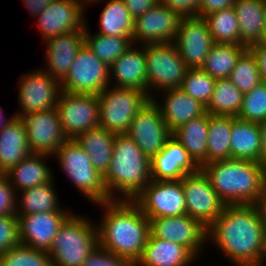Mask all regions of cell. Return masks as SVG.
Segmentation results:
<instances>
[{"mask_svg":"<svg viewBox=\"0 0 266 266\" xmlns=\"http://www.w3.org/2000/svg\"><path fill=\"white\" fill-rule=\"evenodd\" d=\"M265 232L254 205H226L207 228V243L214 244L232 266H255Z\"/></svg>","mask_w":266,"mask_h":266,"instance_id":"cell-1","label":"cell"},{"mask_svg":"<svg viewBox=\"0 0 266 266\" xmlns=\"http://www.w3.org/2000/svg\"><path fill=\"white\" fill-rule=\"evenodd\" d=\"M95 205L104 208L97 223L99 246L134 266L150 234V220L133 200H109Z\"/></svg>","mask_w":266,"mask_h":266,"instance_id":"cell-2","label":"cell"},{"mask_svg":"<svg viewBox=\"0 0 266 266\" xmlns=\"http://www.w3.org/2000/svg\"><path fill=\"white\" fill-rule=\"evenodd\" d=\"M201 169L225 205H253L266 183V168L259 162L226 159Z\"/></svg>","mask_w":266,"mask_h":266,"instance_id":"cell-3","label":"cell"},{"mask_svg":"<svg viewBox=\"0 0 266 266\" xmlns=\"http://www.w3.org/2000/svg\"><path fill=\"white\" fill-rule=\"evenodd\" d=\"M103 181L109 200H134L151 181V160L127 134H116Z\"/></svg>","mask_w":266,"mask_h":266,"instance_id":"cell-4","label":"cell"},{"mask_svg":"<svg viewBox=\"0 0 266 266\" xmlns=\"http://www.w3.org/2000/svg\"><path fill=\"white\" fill-rule=\"evenodd\" d=\"M95 221L72 213L60 226L50 247L52 266H82L99 245Z\"/></svg>","mask_w":266,"mask_h":266,"instance_id":"cell-5","label":"cell"},{"mask_svg":"<svg viewBox=\"0 0 266 266\" xmlns=\"http://www.w3.org/2000/svg\"><path fill=\"white\" fill-rule=\"evenodd\" d=\"M52 156L84 198L94 204L109 201L103 176L75 139H68Z\"/></svg>","mask_w":266,"mask_h":266,"instance_id":"cell-6","label":"cell"},{"mask_svg":"<svg viewBox=\"0 0 266 266\" xmlns=\"http://www.w3.org/2000/svg\"><path fill=\"white\" fill-rule=\"evenodd\" d=\"M144 52L147 68V96L152 99L155 93L159 96L158 93L162 91L180 88L188 68L175 44H144Z\"/></svg>","mask_w":266,"mask_h":266,"instance_id":"cell-7","label":"cell"},{"mask_svg":"<svg viewBox=\"0 0 266 266\" xmlns=\"http://www.w3.org/2000/svg\"><path fill=\"white\" fill-rule=\"evenodd\" d=\"M99 127L126 134L137 112L150 98L141 90L107 86L97 95Z\"/></svg>","mask_w":266,"mask_h":266,"instance_id":"cell-8","label":"cell"},{"mask_svg":"<svg viewBox=\"0 0 266 266\" xmlns=\"http://www.w3.org/2000/svg\"><path fill=\"white\" fill-rule=\"evenodd\" d=\"M109 66L102 62L84 42L70 71L61 82V91L98 95L110 85Z\"/></svg>","mask_w":266,"mask_h":266,"instance_id":"cell-9","label":"cell"},{"mask_svg":"<svg viewBox=\"0 0 266 266\" xmlns=\"http://www.w3.org/2000/svg\"><path fill=\"white\" fill-rule=\"evenodd\" d=\"M18 105L16 118L30 113L56 108L61 93V83L39 68L21 74L18 79Z\"/></svg>","mask_w":266,"mask_h":266,"instance_id":"cell-10","label":"cell"},{"mask_svg":"<svg viewBox=\"0 0 266 266\" xmlns=\"http://www.w3.org/2000/svg\"><path fill=\"white\" fill-rule=\"evenodd\" d=\"M56 109L67 139L99 127V101L96 94L61 91Z\"/></svg>","mask_w":266,"mask_h":266,"instance_id":"cell-11","label":"cell"},{"mask_svg":"<svg viewBox=\"0 0 266 266\" xmlns=\"http://www.w3.org/2000/svg\"><path fill=\"white\" fill-rule=\"evenodd\" d=\"M133 201L148 219L186 214L181 180H151Z\"/></svg>","mask_w":266,"mask_h":266,"instance_id":"cell-12","label":"cell"},{"mask_svg":"<svg viewBox=\"0 0 266 266\" xmlns=\"http://www.w3.org/2000/svg\"><path fill=\"white\" fill-rule=\"evenodd\" d=\"M181 182L186 214L208 228L222 214L225 203L219 198L201 168L194 173L186 174Z\"/></svg>","mask_w":266,"mask_h":266,"instance_id":"cell-13","label":"cell"},{"mask_svg":"<svg viewBox=\"0 0 266 266\" xmlns=\"http://www.w3.org/2000/svg\"><path fill=\"white\" fill-rule=\"evenodd\" d=\"M151 160L165 146L172 132L152 99L137 112L126 133Z\"/></svg>","mask_w":266,"mask_h":266,"instance_id":"cell-14","label":"cell"},{"mask_svg":"<svg viewBox=\"0 0 266 266\" xmlns=\"http://www.w3.org/2000/svg\"><path fill=\"white\" fill-rule=\"evenodd\" d=\"M149 220L150 234L153 237L179 243L187 247L198 259L201 257L204 245L207 244V228L195 218L184 214Z\"/></svg>","mask_w":266,"mask_h":266,"instance_id":"cell-15","label":"cell"},{"mask_svg":"<svg viewBox=\"0 0 266 266\" xmlns=\"http://www.w3.org/2000/svg\"><path fill=\"white\" fill-rule=\"evenodd\" d=\"M85 7L79 0H53L35 18L43 42L58 35L83 30L88 22Z\"/></svg>","mask_w":266,"mask_h":266,"instance_id":"cell-16","label":"cell"},{"mask_svg":"<svg viewBox=\"0 0 266 266\" xmlns=\"http://www.w3.org/2000/svg\"><path fill=\"white\" fill-rule=\"evenodd\" d=\"M181 16L159 2L134 19L132 43L137 45L174 43Z\"/></svg>","mask_w":266,"mask_h":266,"instance_id":"cell-17","label":"cell"},{"mask_svg":"<svg viewBox=\"0 0 266 266\" xmlns=\"http://www.w3.org/2000/svg\"><path fill=\"white\" fill-rule=\"evenodd\" d=\"M20 118L25 125L27 142L32 153L53 155L68 140L56 108Z\"/></svg>","mask_w":266,"mask_h":266,"instance_id":"cell-18","label":"cell"},{"mask_svg":"<svg viewBox=\"0 0 266 266\" xmlns=\"http://www.w3.org/2000/svg\"><path fill=\"white\" fill-rule=\"evenodd\" d=\"M187 68H202L206 57L215 44L202 17H182L174 41Z\"/></svg>","mask_w":266,"mask_h":266,"instance_id":"cell-19","label":"cell"},{"mask_svg":"<svg viewBox=\"0 0 266 266\" xmlns=\"http://www.w3.org/2000/svg\"><path fill=\"white\" fill-rule=\"evenodd\" d=\"M72 212L74 211L67 209L17 215L21 244L34 250L49 253L60 226Z\"/></svg>","mask_w":266,"mask_h":266,"instance_id":"cell-20","label":"cell"},{"mask_svg":"<svg viewBox=\"0 0 266 266\" xmlns=\"http://www.w3.org/2000/svg\"><path fill=\"white\" fill-rule=\"evenodd\" d=\"M199 169L200 166L172 135L164 148L151 159V180H181L186 174Z\"/></svg>","mask_w":266,"mask_h":266,"instance_id":"cell-21","label":"cell"},{"mask_svg":"<svg viewBox=\"0 0 266 266\" xmlns=\"http://www.w3.org/2000/svg\"><path fill=\"white\" fill-rule=\"evenodd\" d=\"M85 42L84 29L49 38L45 44V62L43 70L60 83L70 71L79 49Z\"/></svg>","mask_w":266,"mask_h":266,"instance_id":"cell-22","label":"cell"},{"mask_svg":"<svg viewBox=\"0 0 266 266\" xmlns=\"http://www.w3.org/2000/svg\"><path fill=\"white\" fill-rule=\"evenodd\" d=\"M162 93H159L162 98L157 99V96H154L152 100L159 107L163 120L172 133L190 120L206 113V107L203 104L180 88L168 89Z\"/></svg>","mask_w":266,"mask_h":266,"instance_id":"cell-23","label":"cell"},{"mask_svg":"<svg viewBox=\"0 0 266 266\" xmlns=\"http://www.w3.org/2000/svg\"><path fill=\"white\" fill-rule=\"evenodd\" d=\"M109 69L111 86L137 89L147 95V68L144 45L133 44L111 64Z\"/></svg>","mask_w":266,"mask_h":266,"instance_id":"cell-24","label":"cell"},{"mask_svg":"<svg viewBox=\"0 0 266 266\" xmlns=\"http://www.w3.org/2000/svg\"><path fill=\"white\" fill-rule=\"evenodd\" d=\"M197 259L187 247L149 234L142 256L134 266H191Z\"/></svg>","mask_w":266,"mask_h":266,"instance_id":"cell-25","label":"cell"},{"mask_svg":"<svg viewBox=\"0 0 266 266\" xmlns=\"http://www.w3.org/2000/svg\"><path fill=\"white\" fill-rule=\"evenodd\" d=\"M233 7L239 25L240 45L249 48L263 42L266 27V0H236Z\"/></svg>","mask_w":266,"mask_h":266,"instance_id":"cell-26","label":"cell"},{"mask_svg":"<svg viewBox=\"0 0 266 266\" xmlns=\"http://www.w3.org/2000/svg\"><path fill=\"white\" fill-rule=\"evenodd\" d=\"M53 157L49 154L31 153L24 160L13 166L5 175L17 193L24 189L52 181L54 176L46 159Z\"/></svg>","mask_w":266,"mask_h":266,"instance_id":"cell-27","label":"cell"},{"mask_svg":"<svg viewBox=\"0 0 266 266\" xmlns=\"http://www.w3.org/2000/svg\"><path fill=\"white\" fill-rule=\"evenodd\" d=\"M31 153L26 128L21 118H15L0 129V172L2 174L7 173Z\"/></svg>","mask_w":266,"mask_h":266,"instance_id":"cell-28","label":"cell"},{"mask_svg":"<svg viewBox=\"0 0 266 266\" xmlns=\"http://www.w3.org/2000/svg\"><path fill=\"white\" fill-rule=\"evenodd\" d=\"M260 123L232 117L230 159L248 160L260 163Z\"/></svg>","mask_w":266,"mask_h":266,"instance_id":"cell-29","label":"cell"},{"mask_svg":"<svg viewBox=\"0 0 266 266\" xmlns=\"http://www.w3.org/2000/svg\"><path fill=\"white\" fill-rule=\"evenodd\" d=\"M116 134L98 127L80 134L75 141L89 156L92 166L102 176L109 169Z\"/></svg>","mask_w":266,"mask_h":266,"instance_id":"cell-30","label":"cell"},{"mask_svg":"<svg viewBox=\"0 0 266 266\" xmlns=\"http://www.w3.org/2000/svg\"><path fill=\"white\" fill-rule=\"evenodd\" d=\"M208 129L209 113L206 112L203 116L190 120L172 133L200 168L207 164Z\"/></svg>","mask_w":266,"mask_h":266,"instance_id":"cell-31","label":"cell"},{"mask_svg":"<svg viewBox=\"0 0 266 266\" xmlns=\"http://www.w3.org/2000/svg\"><path fill=\"white\" fill-rule=\"evenodd\" d=\"M54 179L46 184L24 189L17 193L16 215L66 210L59 204Z\"/></svg>","mask_w":266,"mask_h":266,"instance_id":"cell-32","label":"cell"},{"mask_svg":"<svg viewBox=\"0 0 266 266\" xmlns=\"http://www.w3.org/2000/svg\"><path fill=\"white\" fill-rule=\"evenodd\" d=\"M107 2L99 18L97 33L112 37H131L134 32V19L123 0H98L92 4Z\"/></svg>","mask_w":266,"mask_h":266,"instance_id":"cell-33","label":"cell"},{"mask_svg":"<svg viewBox=\"0 0 266 266\" xmlns=\"http://www.w3.org/2000/svg\"><path fill=\"white\" fill-rule=\"evenodd\" d=\"M246 49L243 45L215 43L202 69L214 79H229L237 59Z\"/></svg>","mask_w":266,"mask_h":266,"instance_id":"cell-34","label":"cell"},{"mask_svg":"<svg viewBox=\"0 0 266 266\" xmlns=\"http://www.w3.org/2000/svg\"><path fill=\"white\" fill-rule=\"evenodd\" d=\"M231 116L209 114L207 163L230 159Z\"/></svg>","mask_w":266,"mask_h":266,"instance_id":"cell-35","label":"cell"},{"mask_svg":"<svg viewBox=\"0 0 266 266\" xmlns=\"http://www.w3.org/2000/svg\"><path fill=\"white\" fill-rule=\"evenodd\" d=\"M243 95L229 79H216L206 112L216 116L237 117L242 107Z\"/></svg>","mask_w":266,"mask_h":266,"instance_id":"cell-36","label":"cell"},{"mask_svg":"<svg viewBox=\"0 0 266 266\" xmlns=\"http://www.w3.org/2000/svg\"><path fill=\"white\" fill-rule=\"evenodd\" d=\"M87 25L88 23L84 27L85 43L109 67L133 45L131 37H112L96 32L93 34Z\"/></svg>","mask_w":266,"mask_h":266,"instance_id":"cell-37","label":"cell"},{"mask_svg":"<svg viewBox=\"0 0 266 266\" xmlns=\"http://www.w3.org/2000/svg\"><path fill=\"white\" fill-rule=\"evenodd\" d=\"M203 18L214 43L240 45L239 25L233 6L213 12Z\"/></svg>","mask_w":266,"mask_h":266,"instance_id":"cell-38","label":"cell"},{"mask_svg":"<svg viewBox=\"0 0 266 266\" xmlns=\"http://www.w3.org/2000/svg\"><path fill=\"white\" fill-rule=\"evenodd\" d=\"M229 80L243 94L250 92L262 82L257 60L248 48L237 59Z\"/></svg>","mask_w":266,"mask_h":266,"instance_id":"cell-39","label":"cell"},{"mask_svg":"<svg viewBox=\"0 0 266 266\" xmlns=\"http://www.w3.org/2000/svg\"><path fill=\"white\" fill-rule=\"evenodd\" d=\"M215 84L216 79L202 68H188L180 89L207 107L212 98Z\"/></svg>","mask_w":266,"mask_h":266,"instance_id":"cell-40","label":"cell"},{"mask_svg":"<svg viewBox=\"0 0 266 266\" xmlns=\"http://www.w3.org/2000/svg\"><path fill=\"white\" fill-rule=\"evenodd\" d=\"M1 266H52L51 257L47 252L18 245L0 254Z\"/></svg>","mask_w":266,"mask_h":266,"instance_id":"cell-41","label":"cell"},{"mask_svg":"<svg viewBox=\"0 0 266 266\" xmlns=\"http://www.w3.org/2000/svg\"><path fill=\"white\" fill-rule=\"evenodd\" d=\"M237 118L256 123L266 120V83L261 82L243 95L242 107Z\"/></svg>","mask_w":266,"mask_h":266,"instance_id":"cell-42","label":"cell"},{"mask_svg":"<svg viewBox=\"0 0 266 266\" xmlns=\"http://www.w3.org/2000/svg\"><path fill=\"white\" fill-rule=\"evenodd\" d=\"M20 244L17 215L0 216V254Z\"/></svg>","mask_w":266,"mask_h":266,"instance_id":"cell-43","label":"cell"},{"mask_svg":"<svg viewBox=\"0 0 266 266\" xmlns=\"http://www.w3.org/2000/svg\"><path fill=\"white\" fill-rule=\"evenodd\" d=\"M82 266H133L126 258L117 256L99 245L87 257Z\"/></svg>","mask_w":266,"mask_h":266,"instance_id":"cell-44","label":"cell"},{"mask_svg":"<svg viewBox=\"0 0 266 266\" xmlns=\"http://www.w3.org/2000/svg\"><path fill=\"white\" fill-rule=\"evenodd\" d=\"M17 192L5 174L0 175V216L16 215Z\"/></svg>","mask_w":266,"mask_h":266,"instance_id":"cell-45","label":"cell"},{"mask_svg":"<svg viewBox=\"0 0 266 266\" xmlns=\"http://www.w3.org/2000/svg\"><path fill=\"white\" fill-rule=\"evenodd\" d=\"M160 2L181 17H199L201 0H160Z\"/></svg>","mask_w":266,"mask_h":266,"instance_id":"cell-46","label":"cell"},{"mask_svg":"<svg viewBox=\"0 0 266 266\" xmlns=\"http://www.w3.org/2000/svg\"><path fill=\"white\" fill-rule=\"evenodd\" d=\"M133 19L144 14L147 10L155 7L160 0H123Z\"/></svg>","mask_w":266,"mask_h":266,"instance_id":"cell-47","label":"cell"},{"mask_svg":"<svg viewBox=\"0 0 266 266\" xmlns=\"http://www.w3.org/2000/svg\"><path fill=\"white\" fill-rule=\"evenodd\" d=\"M236 0H201L199 17H204L221 9L232 7Z\"/></svg>","mask_w":266,"mask_h":266,"instance_id":"cell-48","label":"cell"},{"mask_svg":"<svg viewBox=\"0 0 266 266\" xmlns=\"http://www.w3.org/2000/svg\"><path fill=\"white\" fill-rule=\"evenodd\" d=\"M255 56L262 82L266 83V43L261 42L248 48Z\"/></svg>","mask_w":266,"mask_h":266,"instance_id":"cell-49","label":"cell"},{"mask_svg":"<svg viewBox=\"0 0 266 266\" xmlns=\"http://www.w3.org/2000/svg\"><path fill=\"white\" fill-rule=\"evenodd\" d=\"M53 0H22L28 12L35 19Z\"/></svg>","mask_w":266,"mask_h":266,"instance_id":"cell-50","label":"cell"},{"mask_svg":"<svg viewBox=\"0 0 266 266\" xmlns=\"http://www.w3.org/2000/svg\"><path fill=\"white\" fill-rule=\"evenodd\" d=\"M253 205L266 230V183L263 185L261 193L258 195Z\"/></svg>","mask_w":266,"mask_h":266,"instance_id":"cell-51","label":"cell"},{"mask_svg":"<svg viewBox=\"0 0 266 266\" xmlns=\"http://www.w3.org/2000/svg\"><path fill=\"white\" fill-rule=\"evenodd\" d=\"M260 129H261L260 164L266 168V120L260 123Z\"/></svg>","mask_w":266,"mask_h":266,"instance_id":"cell-52","label":"cell"},{"mask_svg":"<svg viewBox=\"0 0 266 266\" xmlns=\"http://www.w3.org/2000/svg\"><path fill=\"white\" fill-rule=\"evenodd\" d=\"M255 266H266V232L263 238L261 253Z\"/></svg>","mask_w":266,"mask_h":266,"instance_id":"cell-53","label":"cell"},{"mask_svg":"<svg viewBox=\"0 0 266 266\" xmlns=\"http://www.w3.org/2000/svg\"><path fill=\"white\" fill-rule=\"evenodd\" d=\"M6 117L7 116L4 115L3 108L0 107V129L10 124L16 118V115L14 113L13 115L7 117L9 119H7Z\"/></svg>","mask_w":266,"mask_h":266,"instance_id":"cell-54","label":"cell"},{"mask_svg":"<svg viewBox=\"0 0 266 266\" xmlns=\"http://www.w3.org/2000/svg\"><path fill=\"white\" fill-rule=\"evenodd\" d=\"M80 2H82L87 8L89 7L88 5L89 4H92V3H94V2H96V1H98V0H79Z\"/></svg>","mask_w":266,"mask_h":266,"instance_id":"cell-55","label":"cell"},{"mask_svg":"<svg viewBox=\"0 0 266 266\" xmlns=\"http://www.w3.org/2000/svg\"><path fill=\"white\" fill-rule=\"evenodd\" d=\"M263 42L266 43V27H265V34H264Z\"/></svg>","mask_w":266,"mask_h":266,"instance_id":"cell-56","label":"cell"}]
</instances>
